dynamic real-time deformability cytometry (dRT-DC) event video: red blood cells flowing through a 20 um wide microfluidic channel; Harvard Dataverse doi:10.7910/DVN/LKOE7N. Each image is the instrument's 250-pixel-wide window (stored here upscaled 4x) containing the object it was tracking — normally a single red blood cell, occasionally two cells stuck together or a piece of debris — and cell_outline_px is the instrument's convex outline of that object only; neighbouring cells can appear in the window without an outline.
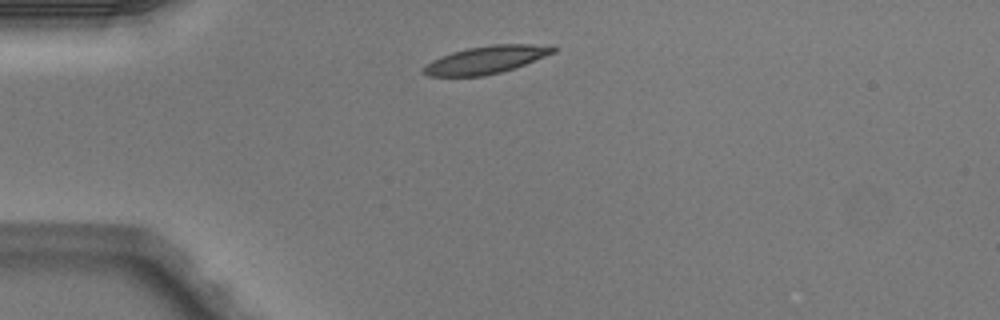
{"species": "Egyptian fruit bat (a non-hibernating species)", "species_latin": "Rousettus aegyptiacus", "temperature_condition": "warm", "stored_images_in_passage": 1, "camera_frame_rate_fps": 3000, "um_per_image_px": 0.085, "animal": {"sex": "male"}, "frame": {"image": 1, "passage_image": 1, "time_ms": 0.0, "image_size_px": [1000, 320], "cell_outline_px": [[556, 52], [524, 64], [500, 72], [484, 76], [428, 76], [420, 72], [432, 60], [440, 56], [452, 52], [468, 48], [492, 44], [532, 44], [556, 48]], "centroid_in_image_um": [41.26, 5.08], "position_along_channel_um": 43.7, "area_um2": 20.58}}